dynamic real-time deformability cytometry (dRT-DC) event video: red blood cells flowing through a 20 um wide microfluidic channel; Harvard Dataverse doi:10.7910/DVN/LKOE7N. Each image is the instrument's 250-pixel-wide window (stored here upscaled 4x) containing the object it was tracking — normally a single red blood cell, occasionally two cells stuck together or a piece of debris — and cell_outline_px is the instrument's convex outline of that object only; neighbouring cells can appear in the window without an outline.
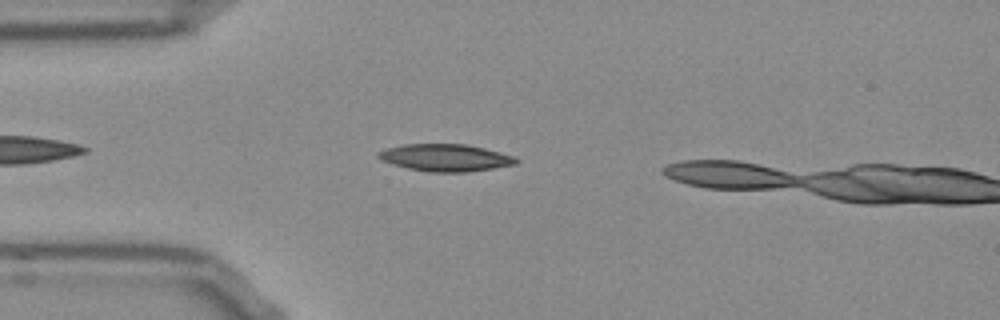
{"species": "Egyptian fruit bat (a non-hibernating species)", "species_latin": "Rousettus aegyptiacus", "temperature_condition": "room temperature", "stored_images_in_passage": 8, "camera_frame_rate_fps": 3000, "um_per_image_px": 0.085, "frame": {"image": 1, "passage_image": 6, "time_ms": 1.667, "image_size_px": [1000, 320], "cell_outline_px": [[520, 160], [516, 164], [468, 172], [428, 172], [408, 168], [384, 160], [376, 156], [376, 152], [388, 148], [404, 144], [464, 144], [484, 148], [500, 152], [512, 156]], "centroid_in_image_um": [37.88, 13.4], "position_along_channel_um": 47.1, "area_um2": 21.56}}